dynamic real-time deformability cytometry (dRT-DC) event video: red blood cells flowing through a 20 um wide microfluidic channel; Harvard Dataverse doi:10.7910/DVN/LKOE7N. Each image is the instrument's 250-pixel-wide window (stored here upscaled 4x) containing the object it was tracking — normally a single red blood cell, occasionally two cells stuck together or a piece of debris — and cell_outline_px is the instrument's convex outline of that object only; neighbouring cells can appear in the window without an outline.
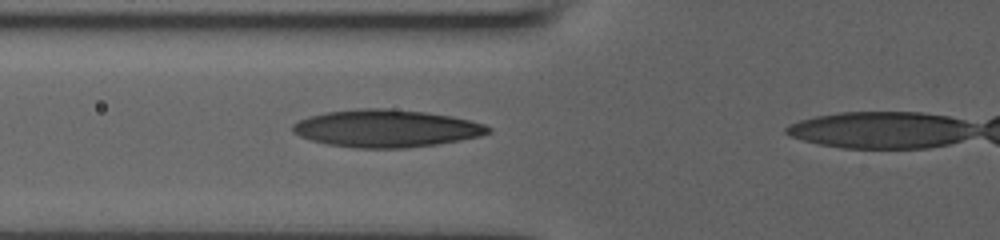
{"species": "human", "species_latin": "Homo sapiens", "temperature_condition": "room temperature", "stored_images_in_passage": 38, "camera_frame_rate_fps": 3000, "um_per_image_px": 0.085, "donor": {"sex": "male"}, "frame": {"image": 1, "passage_image": 13, "time_ms": 4.0, "image_size_px": [1000, 240], "cell_outline_px": [[492, 132], [480, 136], [460, 140], [436, 144], [404, 148], [356, 148], [328, 144], [312, 140], [300, 136], [292, 132], [292, 124], [308, 116], [324, 112], [356, 108], [388, 108], [424, 112], [452, 116], [484, 124], [492, 128]], "centroid_in_image_um": [32.82, 10.91], "position_along_channel_um": 93.0, "area_um2": 42.77}}
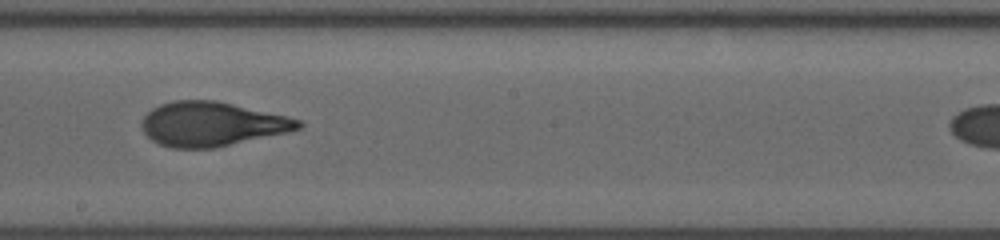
{"frame": {"image": 2, "passage_image": 23, "time_ms": 7.333, "image_size_px": [1000, 240], "cell_outline_px": [[304, 124], [300, 128], [288, 132], [216, 148], [172, 148], [160, 144], [152, 140], [144, 132], [140, 124], [144, 116], [152, 108], [160, 104], [176, 100], [216, 100], [288, 116], [300, 120]], "centroid_in_image_um": [18.01, 10.54], "position_along_channel_um": 230.2, "area_um2": 40.52}}
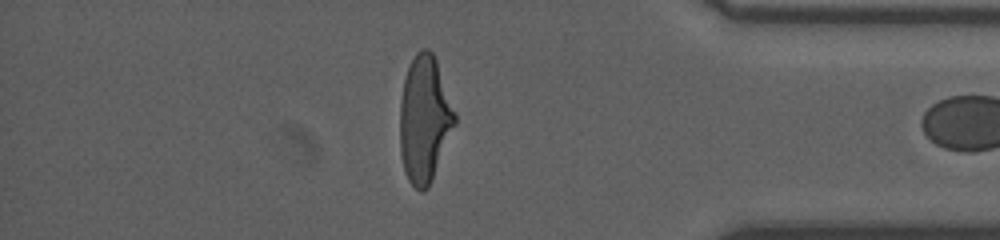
{"frame": {"image": 3, "passage_image": 37, "time_ms": 12.0, "image_size_px": [1000, 240], "cell_outline_px": [[456, 124], [432, 180], [428, 188], [420, 192], [408, 180], [404, 172], [400, 152], [400, 100], [404, 80], [408, 64], [416, 52], [420, 48], [428, 48], [432, 52], [436, 60], [456, 112]], "centroid_in_image_um": [36.08, 10.13], "position_along_channel_um": 399.1, "area_um2": 40.81}}